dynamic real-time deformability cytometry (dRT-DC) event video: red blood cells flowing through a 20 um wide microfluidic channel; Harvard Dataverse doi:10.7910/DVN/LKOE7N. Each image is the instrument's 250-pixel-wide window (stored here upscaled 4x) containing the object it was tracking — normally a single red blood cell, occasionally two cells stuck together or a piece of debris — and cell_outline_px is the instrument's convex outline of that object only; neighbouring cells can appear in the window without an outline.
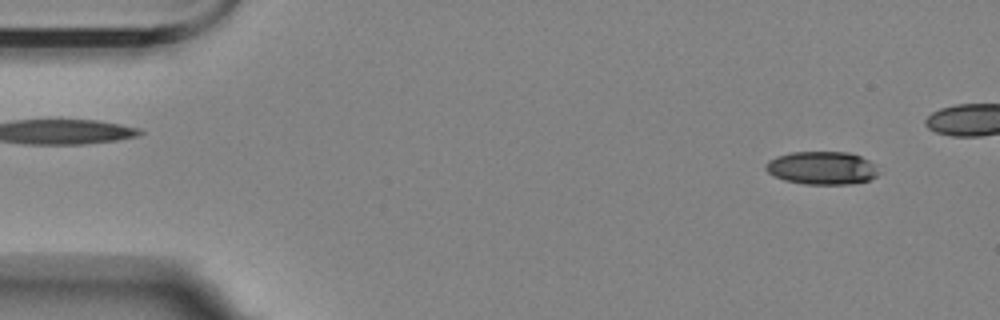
{"species": "Egyptian fruit bat (a non-hibernating species)", "species_latin": "Rousettus aegyptiacus", "temperature_condition": "room temperature", "stored_images_in_passage": 5, "camera_frame_rate_fps": 3000, "um_per_image_px": 0.085, "animal": {"sex": "female"}, "frame": {"image": 1, "passage_image": 1, "time_ms": 0.0, "image_size_px": [1000, 320], "cell_outline_px": [[876, 176], [868, 180], [848, 184], [804, 184], [784, 180], [772, 176], [764, 168], [768, 160], [776, 156], [792, 152], [848, 152], [860, 156], [876, 164]], "centroid_in_image_um": [69.82, 14.27], "position_along_channel_um": 15.2, "area_um2": 21.73}}